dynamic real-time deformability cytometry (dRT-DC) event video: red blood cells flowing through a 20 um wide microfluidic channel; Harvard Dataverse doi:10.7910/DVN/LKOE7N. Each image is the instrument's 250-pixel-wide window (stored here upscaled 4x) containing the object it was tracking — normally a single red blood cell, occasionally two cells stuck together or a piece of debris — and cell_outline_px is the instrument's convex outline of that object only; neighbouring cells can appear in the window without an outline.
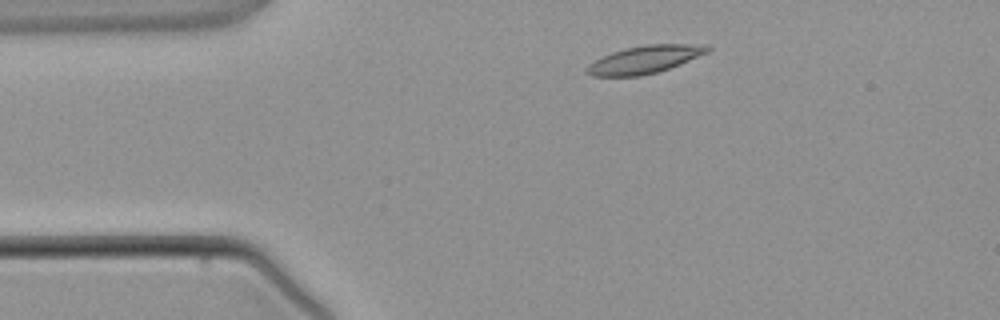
{"species": "common noctule bat (a hibernating species)", "species_latin": "Nyctalus noctula", "temperature_condition": "warm", "stored_images_in_passage": 2, "camera_frame_rate_fps": 3000, "um_per_image_px": 0.085, "animal": {"sex": "male", "body_mass_g": 21.5, "forearm_length_mm": 52.0}, "frame": {"image": 1, "passage_image": 1, "time_ms": 0.0, "image_size_px": [1000, 320], "cell_outline_px": [[712, 48], [708, 52], [680, 64], [656, 72], [640, 76], [592, 76], [584, 72], [588, 64], [612, 52], [624, 48], [648, 44], [704, 44]], "centroid_in_image_um": [54.79, 5.05], "position_along_channel_um": 30.2, "area_um2": 19.36}}